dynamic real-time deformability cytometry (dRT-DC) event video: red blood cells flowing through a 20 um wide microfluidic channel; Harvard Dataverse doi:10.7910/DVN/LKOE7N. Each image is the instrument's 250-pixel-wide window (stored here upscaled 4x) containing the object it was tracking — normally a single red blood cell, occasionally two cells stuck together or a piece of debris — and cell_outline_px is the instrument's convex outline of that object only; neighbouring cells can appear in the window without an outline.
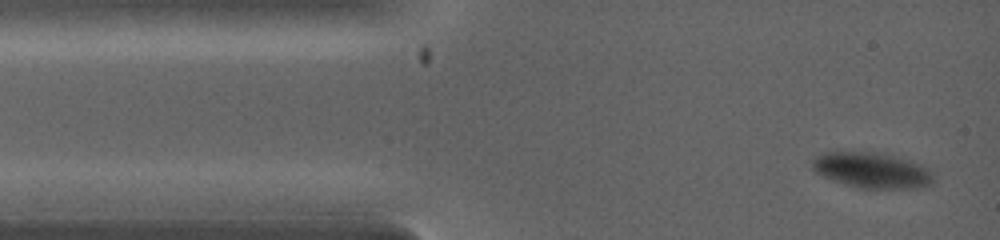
{"species": "common noctule bat (a hibernating species)", "species_latin": "Nyctalus noctula", "temperature_condition": "warm", "stored_images_in_passage": 4, "camera_frame_rate_fps": 5000, "um_per_image_px": 0.085, "animal": {"sex": "female", "body_mass_g": 19.0, "forearm_length_mm": 53.3}, "frame": {"image": 1, "passage_image": 1, "time_ms": 0.0, "image_size_px": [1000, 240], "cell_outline_px": [[932, 184], [920, 188], [856, 188], [832, 180], [816, 172], [812, 168], [812, 160], [816, 156], [824, 152], [876, 152], [908, 160], [920, 164], [928, 168], [932, 172]], "centroid_in_image_um": [74.1, 14.48], "position_along_channel_um": 10.9, "area_um2": 25.03}}
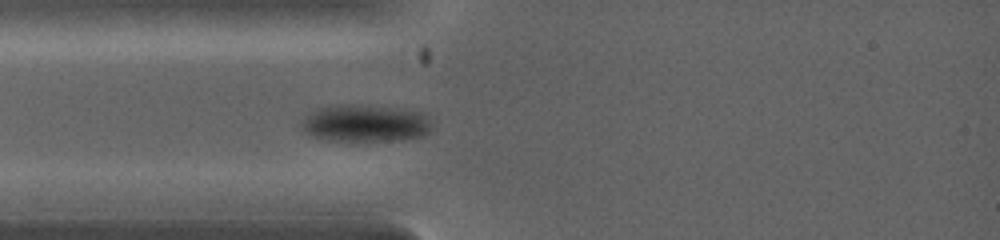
{"frame": {"image": 2, "passage_image": 4, "time_ms": 1.8, "image_size_px": [1000, 240], "cell_outline_px": [[428, 132], [420, 136], [396, 140], [348, 144], [328, 140], [312, 136], [304, 132], [300, 128], [300, 124], [312, 112], [320, 108], [348, 104], [368, 104], [420, 112], [428, 120]], "centroid_in_image_um": [30.96, 10.52], "position_along_channel_um": 54.0, "area_um2": 28.55}}